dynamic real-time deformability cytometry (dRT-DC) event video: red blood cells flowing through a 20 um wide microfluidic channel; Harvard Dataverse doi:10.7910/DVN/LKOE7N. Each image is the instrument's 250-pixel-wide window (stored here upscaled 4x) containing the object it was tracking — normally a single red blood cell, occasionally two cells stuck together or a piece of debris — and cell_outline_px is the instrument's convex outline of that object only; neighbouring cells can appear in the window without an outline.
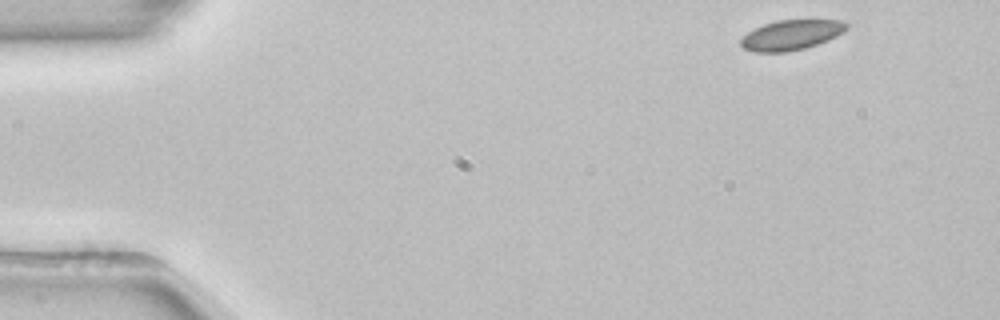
{"species": "common noctule bat (a hibernating species)", "species_latin": "Nyctalus noctula", "temperature_condition": "room temperature", "stored_images_in_passage": 49, "camera_frame_rate_fps": 3000, "um_per_image_px": 0.085, "animal": {"sex": "female", "body_mass_g": 22.7, "forearm_length_mm": 54.2}, "frame": {"image": 1, "passage_image": 1, "time_ms": 0.0, "image_size_px": [1000, 320], "cell_outline_px": [[848, 28], [844, 32], [828, 40], [804, 48], [788, 52], [752, 52], [744, 48], [740, 44], [740, 40], [748, 32], [764, 24], [776, 20], [844, 20], [848, 24]], "centroid_in_image_um": [67.27, 2.97], "position_along_channel_um": 17.7, "area_um2": 18.5}}
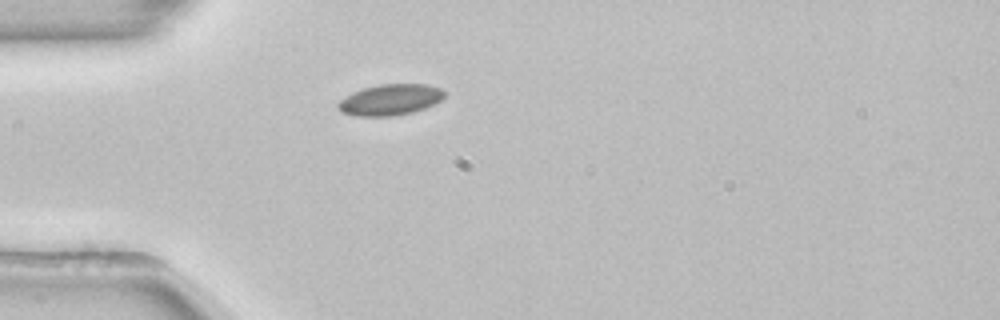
{"frame": {"image": 2, "passage_image": 11, "time_ms": 3.333, "image_size_px": [1000, 320], "cell_outline_px": [[444, 96], [440, 100], [424, 108], [412, 112], [392, 116], [356, 116], [340, 112], [336, 108], [336, 104], [340, 100], [352, 92], [364, 88], [380, 84], [428, 84], [440, 88], [444, 92]], "centroid_in_image_um": [33.11, 8.48], "position_along_channel_um": 51.9, "area_um2": 19.19}}